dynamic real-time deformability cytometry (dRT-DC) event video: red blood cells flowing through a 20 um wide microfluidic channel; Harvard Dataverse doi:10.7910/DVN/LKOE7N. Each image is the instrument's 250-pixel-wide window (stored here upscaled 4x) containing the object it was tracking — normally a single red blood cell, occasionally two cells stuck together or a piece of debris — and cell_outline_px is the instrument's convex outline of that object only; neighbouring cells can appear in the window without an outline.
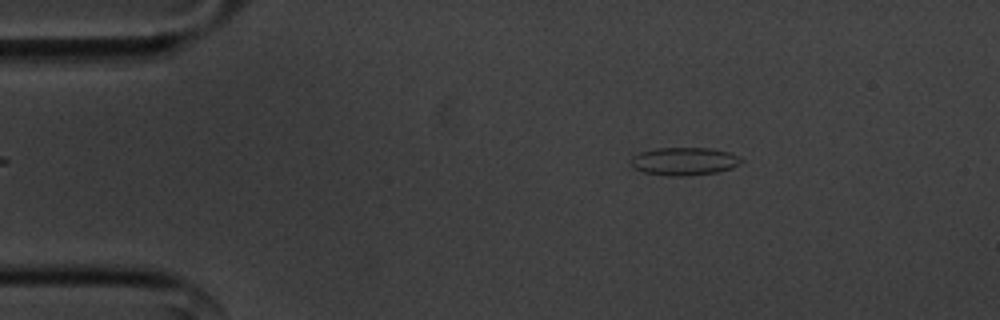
{"species": "common noctule bat (a hibernating species)", "species_latin": "Nyctalus noctula", "temperature_condition": "cold", "stored_images_in_passage": 54, "camera_frame_rate_fps": 3000, "um_per_image_px": 0.085, "animal": {"sex": "male", "body_mass_g": 20.1, "forearm_length_mm": 53.5}, "frame": {"image": 1, "passage_image": 8, "time_ms": 2.333, "image_size_px": [1000, 320], "cell_outline_px": [[744, 160], [732, 168], [716, 172], [684, 176], [672, 176], [644, 172], [632, 168], [632, 156], [640, 152], [656, 148], [712, 148], [728, 152], [740, 156]], "centroid_in_image_um": [58.17, 13.7], "position_along_channel_um": 26.8, "area_um2": 17.92}}
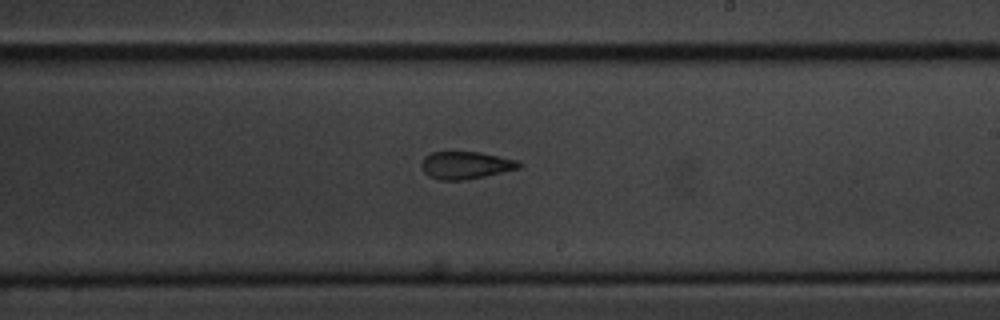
{"frame": {"image": 2, "passage_image": 31, "time_ms": 10.0, "image_size_px": [1000, 320], "cell_outline_px": [[524, 164], [520, 168], [484, 176], [464, 180], [440, 180], [428, 176], [424, 172], [420, 164], [424, 156], [432, 152], [480, 152], [520, 160]], "centroid_in_image_um": [39.6, 14.03], "position_along_channel_um": 249.4, "area_um2": 15.78}}
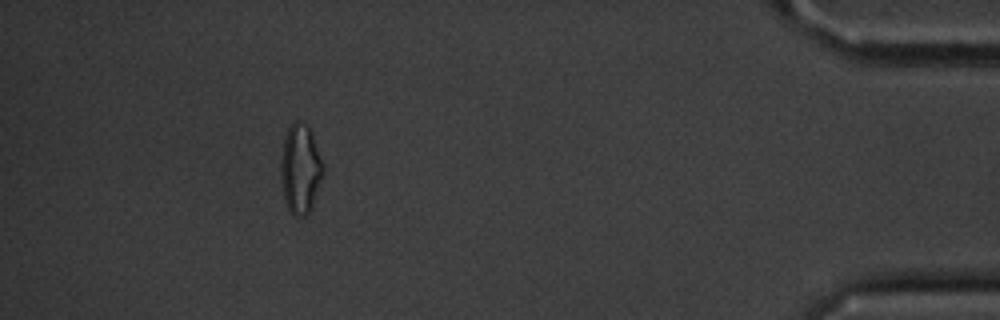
{"frame": {"image": 3, "passage_image": 49, "time_ms": 16.0, "image_size_px": [1000, 320], "cell_outline_px": [[324, 176], [312, 208], [304, 216], [292, 216], [284, 200], [280, 176], [280, 160], [284, 136], [288, 128], [296, 120], [308, 128], [312, 136], [324, 164]], "centroid_in_image_um": [25.53, 14.42], "position_along_channel_um": 409.7, "area_um2": 22.25}, "authors_computed_cell_mechanics": {"area_um2": 17.34, "velocity_mm_per_s": 3.615, "shape_relaxation_time_tau1_ms": 5.4436, "shape_relaxation_time_tau2_ms": 3.8393, "deformation_change_tau1": 0.1254, "deformation_change_tau2": 0.1079}}